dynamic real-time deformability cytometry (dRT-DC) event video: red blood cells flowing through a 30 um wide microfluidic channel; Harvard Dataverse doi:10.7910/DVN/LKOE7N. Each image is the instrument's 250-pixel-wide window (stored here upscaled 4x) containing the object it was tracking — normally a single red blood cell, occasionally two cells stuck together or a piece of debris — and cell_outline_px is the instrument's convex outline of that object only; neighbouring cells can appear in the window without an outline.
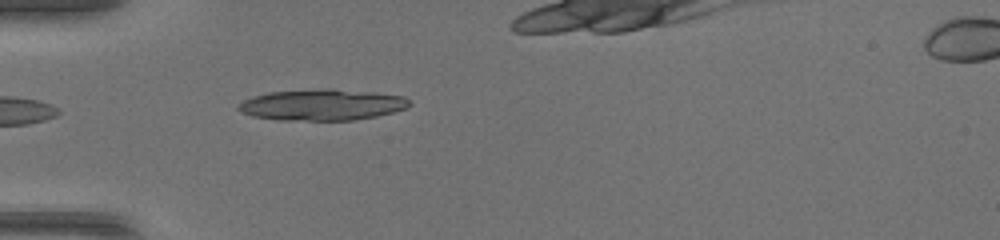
{"species": "common noctule bat (a hibernating species)", "species_latin": "Nyctalus noctula", "temperature_condition": "warm", "stored_images_in_passage": 27, "camera_frame_rate_fps": 3000, "um_per_image_px": 0.085, "animal": {"sex": "female", "body_mass_g": 17.0, "forearm_length_mm": 48.0}, "frame": {"image": 1, "passage_image": 1, "time_ms": 0.0, "image_size_px": [1000, 240], "cell_outline_px": [[412, 104], [408, 108], [376, 116], [356, 120], [280, 120], [252, 116], [240, 112], [236, 108], [236, 104], [252, 96], [268, 92], [324, 88], [332, 88], [376, 92], [404, 96]], "centroid_in_image_um": [27.37, 8.9], "position_along_channel_um": 57.6, "area_um2": 31.5}}
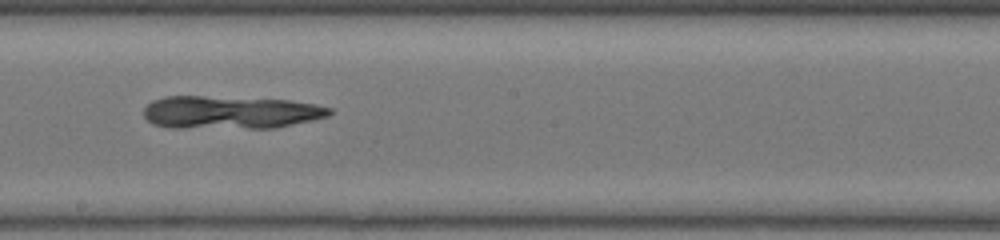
{"frame": {"image": 2, "passage_image": 13, "time_ms": 4.0, "image_size_px": [1000, 240], "cell_outline_px": [[332, 112], [328, 116], [312, 120], [276, 128], [172, 128], [152, 124], [144, 116], [144, 108], [152, 100], [164, 96], [204, 96], [288, 100], [316, 104], [332, 108]], "centroid_in_image_um": [19.56, 9.55], "position_along_channel_um": 228.6, "area_um2": 35.89}}
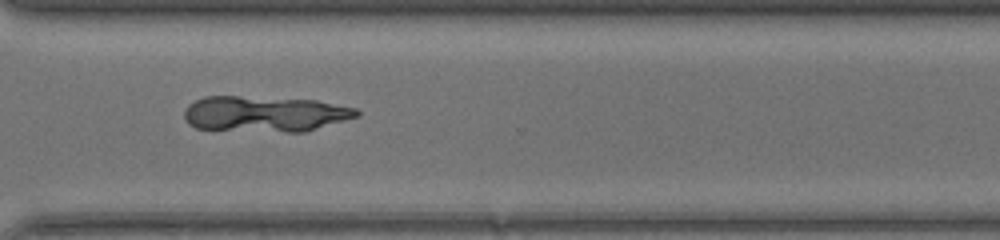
{"frame": {"image": 3, "passage_image": 21, "time_ms": 6.667, "image_size_px": [1000, 240], "cell_outline_px": [[360, 116], [304, 132], [288, 132], [196, 128], [188, 124], [184, 120], [184, 112], [188, 104], [204, 96], [236, 96], [316, 100], [356, 108], [360, 112]], "centroid_in_image_um": [22.51, 9.68], "position_along_channel_um": 348.1, "area_um2": 35.89}}